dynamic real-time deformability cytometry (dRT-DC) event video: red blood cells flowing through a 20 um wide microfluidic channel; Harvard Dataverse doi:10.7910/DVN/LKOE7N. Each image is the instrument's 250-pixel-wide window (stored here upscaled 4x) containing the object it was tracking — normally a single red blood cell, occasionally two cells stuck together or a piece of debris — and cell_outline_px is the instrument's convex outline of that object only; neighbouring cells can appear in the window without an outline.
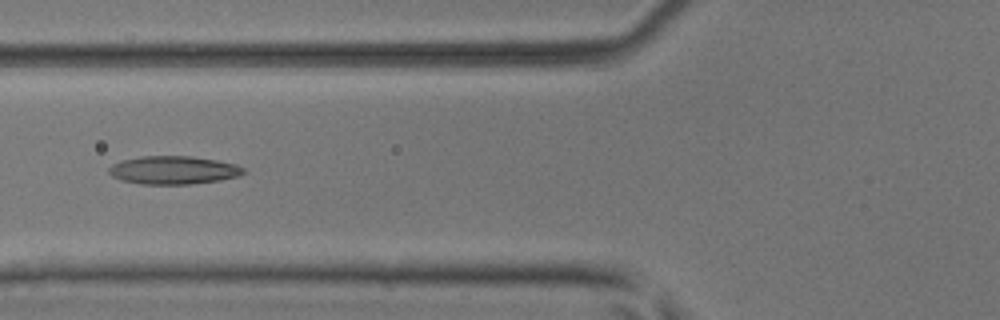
{"species": "common noctule bat (a hibernating species)", "species_latin": "Nyctalus noctula", "temperature_condition": "room temperature", "stored_images_in_passage": 6, "camera_frame_rate_fps": 3000, "um_per_image_px": 0.085, "animal": {"sex": "male", "body_mass_g": 17.9, "forearm_length_mm": 54.2}, "frame": {"image": 1, "passage_image": 6, "time_ms": 1.667, "image_size_px": [1000, 320], "cell_outline_px": [[244, 172], [240, 176], [220, 180], [192, 184], [140, 184], [120, 180], [112, 176], [108, 172], [108, 168], [112, 164], [120, 160], [140, 156], [192, 156], [216, 160], [236, 164], [244, 168]], "centroid_in_image_um": [14.71, 14.46], "position_along_channel_um": 111.1, "area_um2": 22.31}}